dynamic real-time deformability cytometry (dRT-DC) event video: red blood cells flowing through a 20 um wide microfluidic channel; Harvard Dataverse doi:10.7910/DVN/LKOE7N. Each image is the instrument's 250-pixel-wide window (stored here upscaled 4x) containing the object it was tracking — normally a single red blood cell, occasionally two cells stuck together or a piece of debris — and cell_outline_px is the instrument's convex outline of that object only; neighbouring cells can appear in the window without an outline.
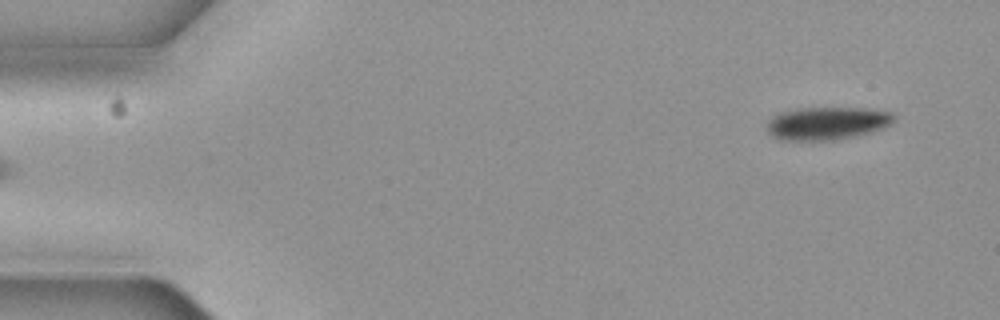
{"species": "common noctule bat (a hibernating species)", "species_latin": "Nyctalus noctula", "temperature_condition": "cold", "stored_images_in_passage": 5, "segment_of_instrument_passage": [2, 2], "camera_frame_rate_fps": 3000, "um_per_image_px": 0.085, "animal": {"sex": "female", "body_mass_g": 19.3, "forearm_length_mm": 54.1}, "frame": {"image": 1, "passage_image": 5, "time_ms": 1.333, "image_size_px": [1000, 320], "cell_outline_px": [[896, 116], [888, 124], [872, 132], [856, 136], [836, 140], [784, 140], [772, 136], [768, 132], [768, 120], [772, 116], [780, 112], [796, 108], [864, 108], [892, 112]], "centroid_in_image_um": [70.27, 10.47], "position_along_channel_um": 14.7, "area_um2": 24.28}}